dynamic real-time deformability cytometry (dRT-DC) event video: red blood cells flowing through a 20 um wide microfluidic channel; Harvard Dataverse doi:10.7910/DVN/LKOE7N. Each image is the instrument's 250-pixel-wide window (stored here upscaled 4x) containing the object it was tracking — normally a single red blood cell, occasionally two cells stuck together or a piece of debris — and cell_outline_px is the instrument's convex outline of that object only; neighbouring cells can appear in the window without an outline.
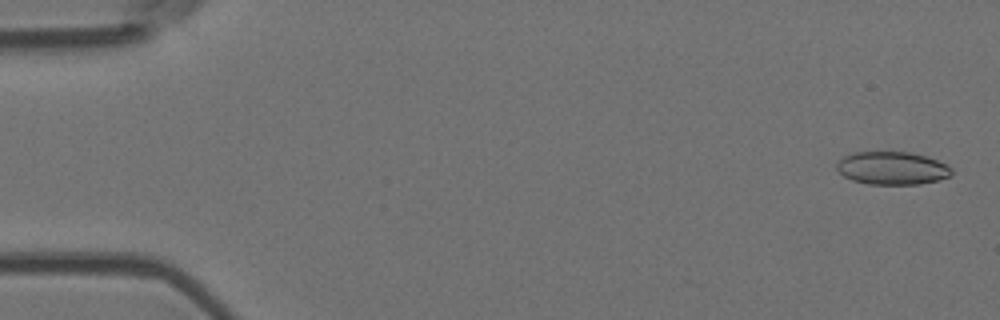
{"species": "Egyptian fruit bat (a non-hibernating species)", "species_latin": "Rousettus aegyptiacus", "temperature_condition": "room temperature", "stored_images_in_passage": 5, "camera_frame_rate_fps": 3000, "um_per_image_px": 0.085, "animal": {"sex": "female"}, "frame": {"image": 1, "passage_image": 1, "time_ms": 0.0, "image_size_px": [1000, 320], "cell_outline_px": [[952, 176], [940, 180], [920, 184], [868, 184], [852, 180], [844, 176], [836, 168], [836, 164], [844, 156], [852, 152], [908, 152], [924, 156], [936, 160], [952, 168]], "centroid_in_image_um": [75.83, 14.3], "position_along_channel_um": 9.2, "area_um2": 22.02}}
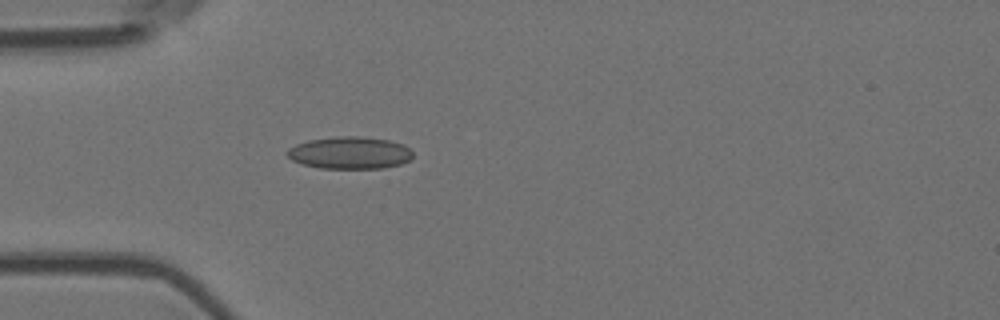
{"frame": {"image": 2, "passage_image": 5, "time_ms": 1.333, "image_size_px": [1000, 320], "cell_outline_px": [[412, 156], [408, 160], [400, 164], [384, 168], [320, 168], [304, 164], [292, 160], [284, 152], [288, 148], [296, 144], [308, 140], [340, 136], [360, 136], [388, 140], [404, 144], [412, 152]], "centroid_in_image_um": [29.71, 12.98], "position_along_channel_um": 55.3, "area_um2": 23.52}}